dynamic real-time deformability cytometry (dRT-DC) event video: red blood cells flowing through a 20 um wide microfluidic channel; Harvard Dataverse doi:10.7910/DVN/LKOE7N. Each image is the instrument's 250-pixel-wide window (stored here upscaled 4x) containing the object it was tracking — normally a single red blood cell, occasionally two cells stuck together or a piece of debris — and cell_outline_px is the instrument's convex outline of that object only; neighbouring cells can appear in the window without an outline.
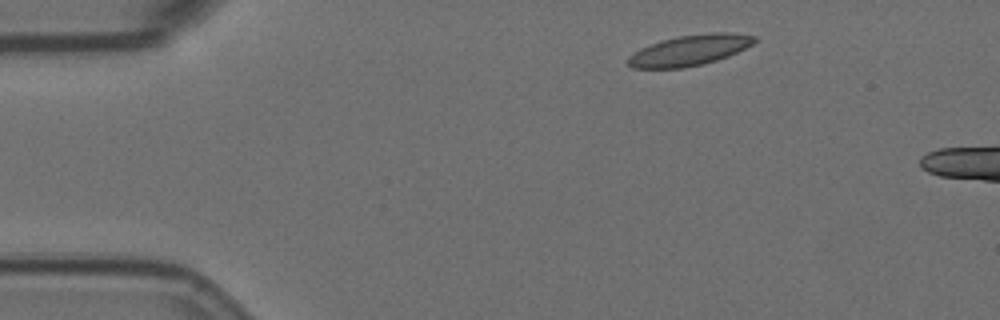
{"species": "Egyptian fruit bat (a non-hibernating species)", "species_latin": "Rousettus aegyptiacus", "temperature_condition": "room temperature", "stored_images_in_passage": 2, "camera_frame_rate_fps": 3000, "um_per_image_px": 0.085, "animal": {"sex": "female"}, "frame": {"image": 1, "passage_image": 2, "time_ms": 1.0, "image_size_px": [1000, 320], "cell_outline_px": [[756, 40], [752, 44], [728, 56], [704, 64], [680, 68], [632, 68], [628, 64], [628, 56], [640, 48], [660, 40], [676, 36], [712, 32], [732, 32], [756, 36]], "centroid_in_image_um": [58.6, 4.26], "position_along_channel_um": 26.4, "area_um2": 22.6}}